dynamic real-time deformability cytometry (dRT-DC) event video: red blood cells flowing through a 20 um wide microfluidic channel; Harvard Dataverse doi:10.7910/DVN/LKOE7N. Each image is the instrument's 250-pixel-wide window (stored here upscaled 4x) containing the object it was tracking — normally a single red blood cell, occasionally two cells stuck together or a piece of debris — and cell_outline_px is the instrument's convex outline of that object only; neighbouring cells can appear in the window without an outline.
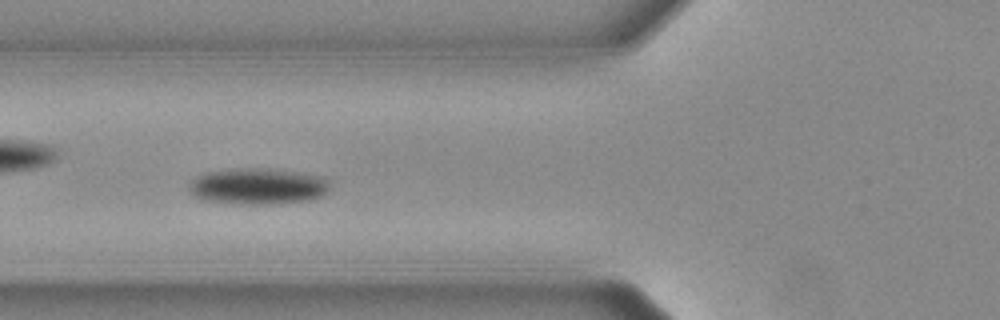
{"species": "Egyptian fruit bat (a non-hibernating species)", "species_latin": "Rousettus aegyptiacus", "temperature_condition": "warm", "stored_images_in_passage": 45, "camera_frame_rate_fps": 3000, "um_per_image_px": 0.085, "animal": {"sex": "female"}, "frame": {"image": 1, "passage_image": 11, "time_ms": 3.333, "image_size_px": [1000, 320], "cell_outline_px": [[328, 188], [324, 196], [308, 200], [272, 204], [240, 204], [200, 200], [188, 192], [188, 188], [192, 180], [196, 176], [208, 172], [232, 168], [256, 168], [296, 172], [324, 176], [328, 180]], "centroid_in_image_um": [21.88, 15.84], "position_along_channel_um": 103.9, "area_um2": 29.88}}
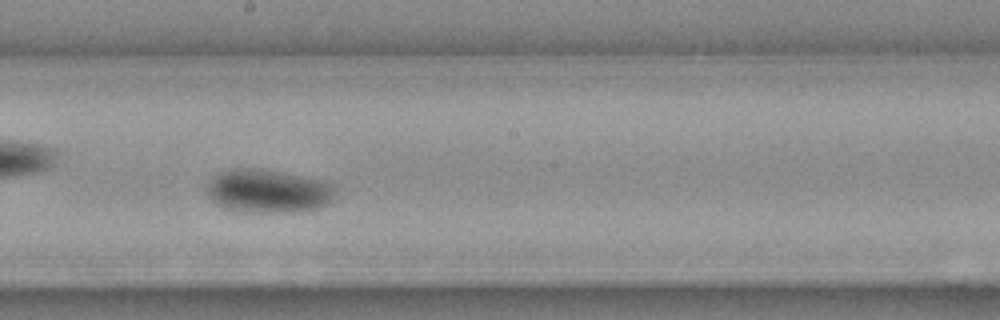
{"frame": {"image": 2, "passage_image": 21, "time_ms": 6.667, "image_size_px": [1000, 320], "cell_outline_px": [[336, 188], [328, 204], [316, 208], [288, 212], [268, 212], [224, 208], [212, 200], [208, 196], [208, 184], [220, 172], [236, 168], [260, 168], [324, 180], [332, 184]], "centroid_in_image_um": [22.82, 16.22], "position_along_channel_um": 225.4, "area_um2": 31.91}}
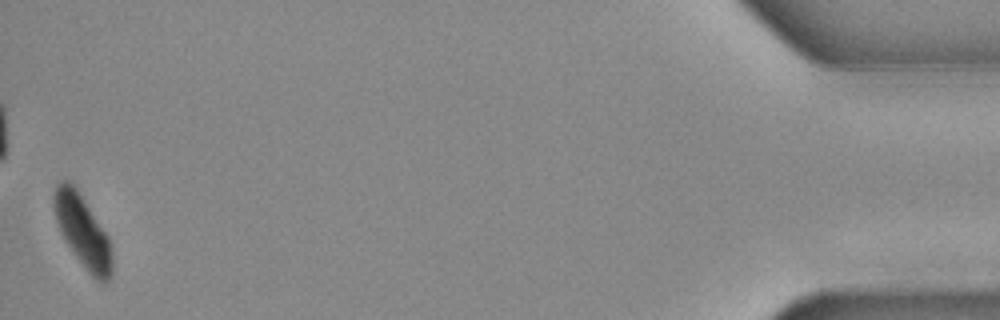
{"frame": {"image": 3, "passage_image": 45, "time_ms": 14.667, "image_size_px": [1000, 320], "cell_outline_px": [[112, 272], [108, 280], [104, 284], [96, 280], [88, 272], [64, 240], [60, 232], [56, 220], [52, 200], [52, 196], [56, 184], [60, 180], [68, 180], [76, 188], [108, 236], [112, 244]], "centroid_in_image_um": [7.02, 19.66], "position_along_channel_um": 428.2, "area_um2": 24.45}, "authors_computed_cell_mechanics": {"area_um2": 28.322, "velocity_mm_per_s": 3.661, "shape_relaxation_time_tau1_ms": 2.6884, "shape_relaxation_time_tau2_ms": null, "deformation_change_tau1": 0.1403, "deformation_change_tau2": null}}